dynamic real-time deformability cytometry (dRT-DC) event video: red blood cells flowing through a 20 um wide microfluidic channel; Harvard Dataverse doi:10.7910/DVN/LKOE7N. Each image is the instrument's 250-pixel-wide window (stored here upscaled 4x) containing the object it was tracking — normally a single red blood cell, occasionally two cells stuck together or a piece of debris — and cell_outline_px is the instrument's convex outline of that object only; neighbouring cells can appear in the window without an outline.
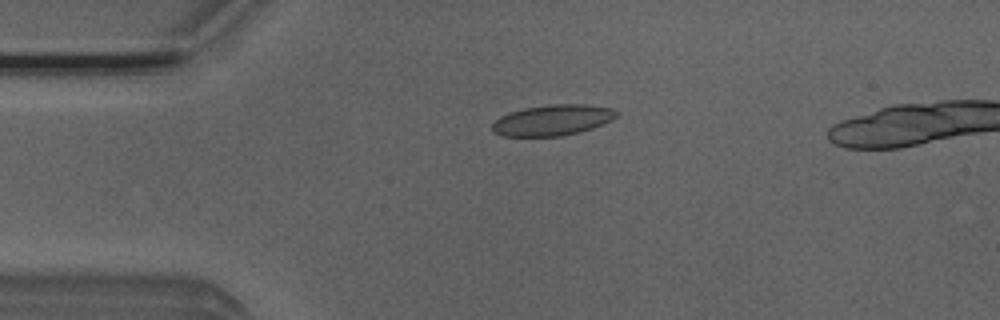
{"species": "Egyptian fruit bat (a non-hibernating species)", "species_latin": "Rousettus aegyptiacus", "temperature_condition": "room temperature", "stored_images_in_passage": 38, "camera_frame_rate_fps": 3000, "um_per_image_px": 0.085, "animal": {"sex": "male"}, "frame": {"image": 1, "passage_image": 3, "time_ms": 0.667, "image_size_px": [1000, 320], "cell_outline_px": [[620, 112], [612, 120], [592, 128], [580, 132], [560, 136], [500, 136], [492, 132], [492, 124], [500, 116], [508, 112], [524, 108], [548, 104], [584, 104], [612, 108]], "centroid_in_image_um": [46.95, 10.21], "position_along_channel_um": 38.1, "area_um2": 22.48}}
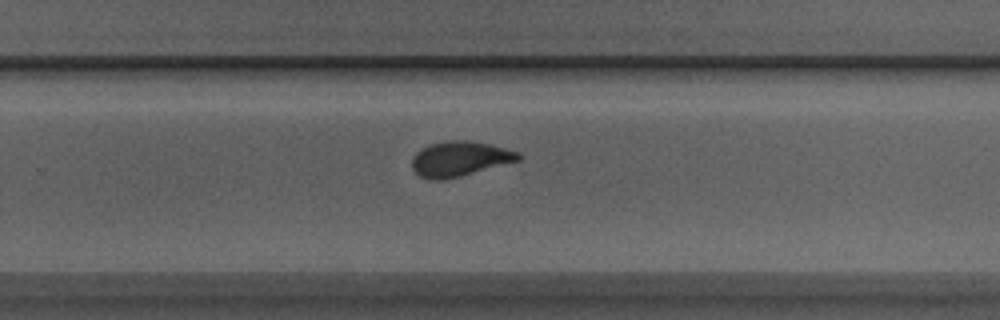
{"frame": {"image": 2, "passage_image": 24, "time_ms": 7.667, "image_size_px": [1000, 320], "cell_outline_px": [[524, 156], [520, 160], [460, 176], [444, 180], [428, 180], [420, 176], [412, 168], [412, 156], [420, 148], [432, 144], [448, 140], [464, 140], [488, 144], [520, 152]], "centroid_in_image_um": [39.06, 13.5], "position_along_channel_um": 290.7, "area_um2": 21.68}}
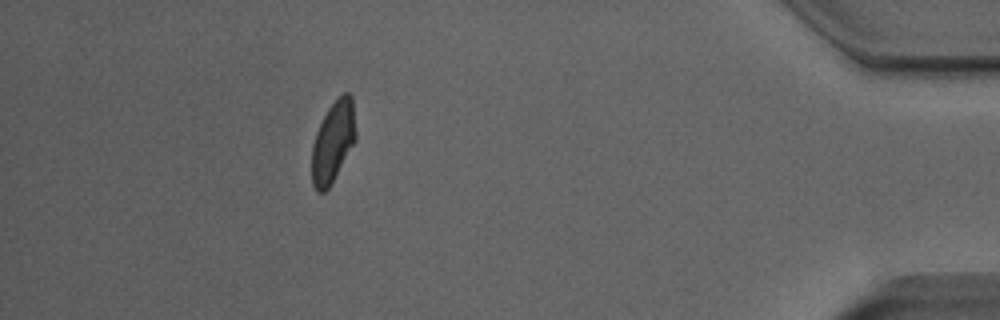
{"frame": {"image": 3, "passage_image": 37, "time_ms": 12.0, "image_size_px": [1000, 320], "cell_outline_px": [[356, 140], [328, 188], [324, 192], [316, 192], [312, 184], [312, 144], [316, 132], [328, 108], [344, 92], [348, 92], [352, 96], [356, 132]], "centroid_in_image_um": [28.3, 12.05], "position_along_channel_um": 406.9, "area_um2": 20.58}}